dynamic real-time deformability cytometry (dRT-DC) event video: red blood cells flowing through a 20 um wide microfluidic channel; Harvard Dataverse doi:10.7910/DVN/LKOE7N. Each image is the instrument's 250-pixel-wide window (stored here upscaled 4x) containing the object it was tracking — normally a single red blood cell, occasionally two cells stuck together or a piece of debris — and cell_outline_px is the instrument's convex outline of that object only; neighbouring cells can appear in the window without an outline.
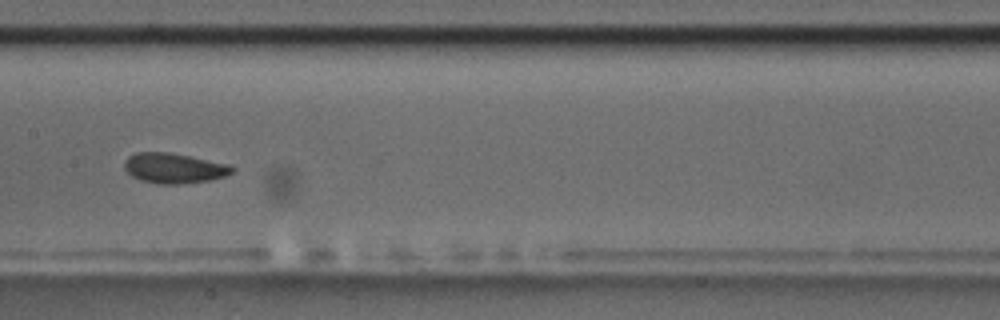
{"species": "common noctule bat (a hibernating species)", "species_latin": "Nyctalus noctula", "temperature_condition": "room temperature", "stored_images_in_passage": 10, "camera_frame_rate_fps": 3000, "um_per_image_px": 0.085, "animal": {"sex": "male", "body_mass_g": 17.5, "forearm_length_mm": 52.3}, "frame": {"image": 1, "passage_image": 7, "time_ms": 7.667, "image_size_px": [1000, 320], "cell_outline_px": [[236, 168], [232, 172], [224, 176], [208, 180], [180, 184], [156, 184], [140, 180], [132, 176], [124, 168], [124, 160], [128, 156], [136, 152], [168, 152], [228, 164]], "centroid_in_image_um": [14.74, 14.29], "position_along_channel_um": 192.7, "area_um2": 18.84}}
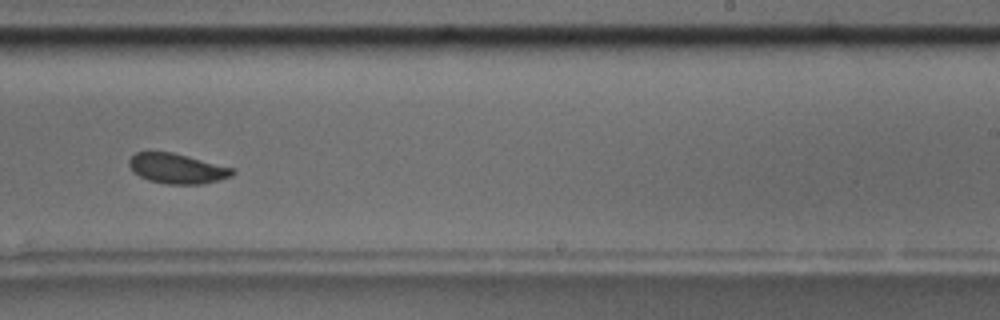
{"frame": {"image": 2, "passage_image": 9, "time_ms": 10.0, "image_size_px": [1000, 320], "cell_outline_px": [[236, 172], [232, 176], [204, 184], [168, 184], [148, 180], [132, 172], [128, 164], [128, 160], [136, 152], [172, 152], [236, 168]], "centroid_in_image_um": [15.08, 14.33], "position_along_channel_um": 273.9, "area_um2": 18.26}}